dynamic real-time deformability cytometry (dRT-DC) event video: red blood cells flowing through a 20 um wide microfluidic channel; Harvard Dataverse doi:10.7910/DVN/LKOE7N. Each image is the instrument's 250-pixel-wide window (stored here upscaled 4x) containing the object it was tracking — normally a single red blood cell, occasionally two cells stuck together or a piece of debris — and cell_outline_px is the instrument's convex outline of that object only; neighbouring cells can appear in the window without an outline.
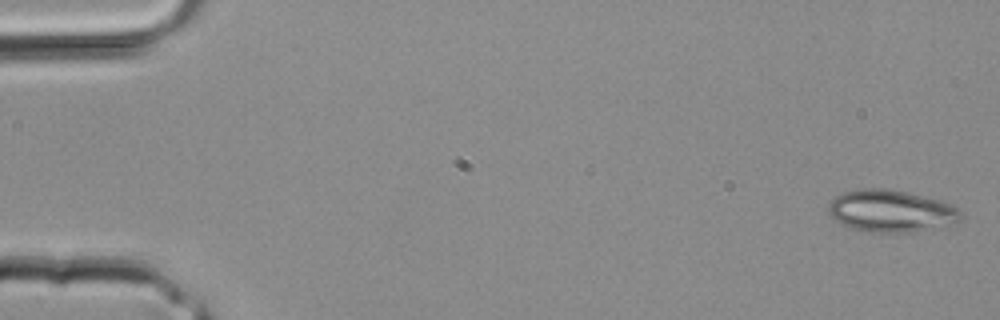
{"species": "common noctule bat (a hibernating species)", "species_latin": "Nyctalus noctula", "temperature_condition": "room temperature", "stored_images_in_passage": 4, "segment_of_instrument_passage": [1, 2], "camera_frame_rate_fps": 3000, "um_per_image_px": 0.085, "animal": {"sex": "male", "body_mass_g": 20.4}, "frame": {"image": 1, "passage_image": 1, "time_ms": 0.0, "image_size_px": [1000, 320], "cell_outline_px": [[964, 216], [956, 224], [912, 232], [872, 232], [840, 224], [828, 212], [828, 204], [836, 196], [844, 192], [860, 188], [888, 188], [908, 192], [940, 200], [952, 204], [960, 208]], "centroid_in_image_um": [75.81, 17.92], "position_along_channel_um": 9.2, "area_um2": 32.77}}